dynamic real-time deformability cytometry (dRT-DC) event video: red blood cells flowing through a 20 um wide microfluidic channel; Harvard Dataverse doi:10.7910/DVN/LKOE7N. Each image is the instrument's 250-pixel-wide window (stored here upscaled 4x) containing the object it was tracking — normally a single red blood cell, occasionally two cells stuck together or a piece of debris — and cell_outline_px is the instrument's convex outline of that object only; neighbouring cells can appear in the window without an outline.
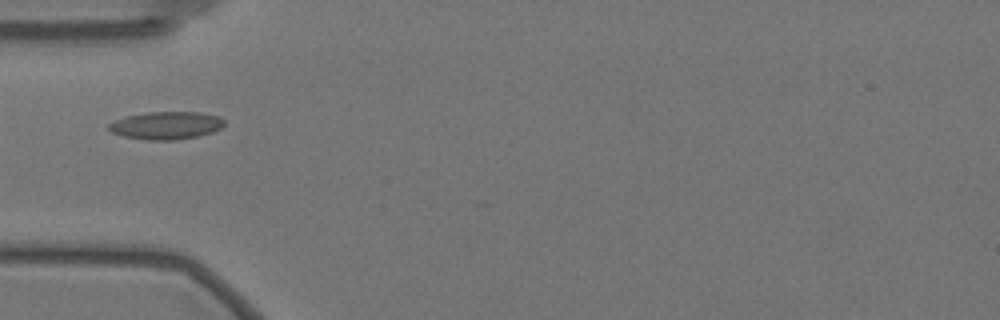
{"species": "Egyptian fruit bat (a non-hibernating species)", "species_latin": "Rousettus aegyptiacus", "temperature_condition": "warm", "stored_images_in_passage": 3, "camera_frame_rate_fps": 3000, "um_per_image_px": 0.085, "animal": {"sex": "female"}, "frame": {"image": 1, "passage_image": 1, "time_ms": 0.0, "image_size_px": [1000, 320], "cell_outline_px": [[224, 124], [220, 128], [212, 132], [196, 136], [172, 140], [144, 140], [124, 136], [112, 132], [108, 128], [108, 124], [116, 120], [128, 116], [148, 112], [200, 112], [220, 116], [224, 120]], "centroid_in_image_um": [14.14, 10.66], "position_along_channel_um": 70.9, "area_um2": 18.5}}